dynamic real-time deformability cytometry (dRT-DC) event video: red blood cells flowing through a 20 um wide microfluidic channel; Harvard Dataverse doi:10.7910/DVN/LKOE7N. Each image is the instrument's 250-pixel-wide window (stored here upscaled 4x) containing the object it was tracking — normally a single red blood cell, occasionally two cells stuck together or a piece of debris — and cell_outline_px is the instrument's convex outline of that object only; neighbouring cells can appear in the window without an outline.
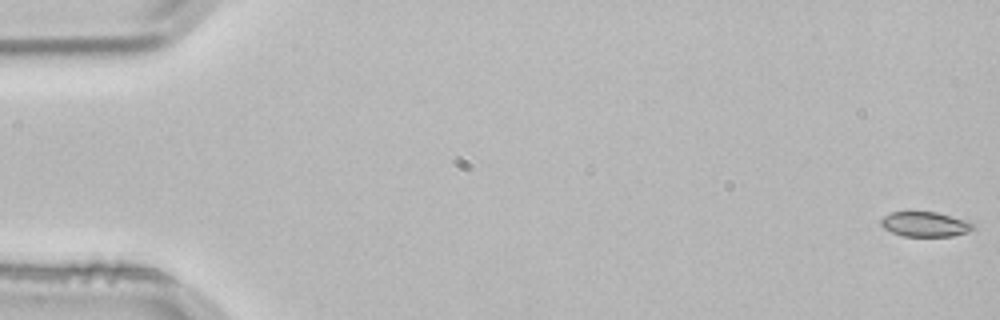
{"species": "common noctule bat (a hibernating species)", "species_latin": "Nyctalus noctula", "temperature_condition": "room temperature", "stored_images_in_passage": 4, "segment_of_instrument_passage": [2, 2], "camera_frame_rate_fps": 3000, "um_per_image_px": 0.085, "animal": {"sex": "male", "body_mass_g": 21.5, "forearm_length_mm": 52.0}, "frame": {"image": 1, "passage_image": 4, "time_ms": 1.0, "image_size_px": [1000, 320], "cell_outline_px": [[972, 228], [968, 232], [952, 236], [904, 236], [892, 232], [884, 228], [880, 224], [880, 220], [884, 216], [892, 212], [936, 212], [964, 220], [972, 224]], "centroid_in_image_um": [78.58, 19.06], "position_along_channel_um": 6.4, "area_um2": 13.06}}